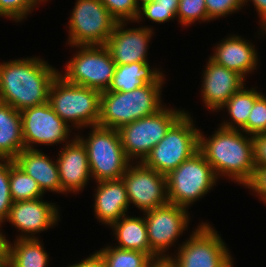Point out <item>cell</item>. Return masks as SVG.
Here are the masks:
<instances>
[{"label":"cell","instance_id":"30bf717a","mask_svg":"<svg viewBox=\"0 0 266 267\" xmlns=\"http://www.w3.org/2000/svg\"><path fill=\"white\" fill-rule=\"evenodd\" d=\"M69 20L71 46L105 45L118 21L100 0H77Z\"/></svg>","mask_w":266,"mask_h":267},{"label":"cell","instance_id":"ba28073f","mask_svg":"<svg viewBox=\"0 0 266 267\" xmlns=\"http://www.w3.org/2000/svg\"><path fill=\"white\" fill-rule=\"evenodd\" d=\"M184 112L163 107L153 115L120 127L118 132L126 157L130 161L140 158L139 162H142Z\"/></svg>","mask_w":266,"mask_h":267},{"label":"cell","instance_id":"6da1fadb","mask_svg":"<svg viewBox=\"0 0 266 267\" xmlns=\"http://www.w3.org/2000/svg\"><path fill=\"white\" fill-rule=\"evenodd\" d=\"M59 71L40 58L0 63V102L18 111L48 102Z\"/></svg>","mask_w":266,"mask_h":267},{"label":"cell","instance_id":"4dcf8cb0","mask_svg":"<svg viewBox=\"0 0 266 267\" xmlns=\"http://www.w3.org/2000/svg\"><path fill=\"white\" fill-rule=\"evenodd\" d=\"M118 22H135L140 7L136 0H100Z\"/></svg>","mask_w":266,"mask_h":267},{"label":"cell","instance_id":"4316f807","mask_svg":"<svg viewBox=\"0 0 266 267\" xmlns=\"http://www.w3.org/2000/svg\"><path fill=\"white\" fill-rule=\"evenodd\" d=\"M10 195L13 202L43 197L38 183L10 160Z\"/></svg>","mask_w":266,"mask_h":267},{"label":"cell","instance_id":"836d02e7","mask_svg":"<svg viewBox=\"0 0 266 267\" xmlns=\"http://www.w3.org/2000/svg\"><path fill=\"white\" fill-rule=\"evenodd\" d=\"M41 0H0V16L11 18L16 22L24 20Z\"/></svg>","mask_w":266,"mask_h":267},{"label":"cell","instance_id":"7bdbcfd3","mask_svg":"<svg viewBox=\"0 0 266 267\" xmlns=\"http://www.w3.org/2000/svg\"><path fill=\"white\" fill-rule=\"evenodd\" d=\"M136 1H137L138 6L140 7L139 4L142 3L141 6H143L144 4L149 3V2H152L154 0H136Z\"/></svg>","mask_w":266,"mask_h":267},{"label":"cell","instance_id":"7a4b0ae2","mask_svg":"<svg viewBox=\"0 0 266 267\" xmlns=\"http://www.w3.org/2000/svg\"><path fill=\"white\" fill-rule=\"evenodd\" d=\"M241 130L219 127L205 138L199 129V151L212 166L217 178L228 176L234 182L245 185L252 177L254 151L252 136L247 137Z\"/></svg>","mask_w":266,"mask_h":267},{"label":"cell","instance_id":"9c48e42d","mask_svg":"<svg viewBox=\"0 0 266 267\" xmlns=\"http://www.w3.org/2000/svg\"><path fill=\"white\" fill-rule=\"evenodd\" d=\"M80 50L66 64L64 75L67 82L96 89L108 90L113 80L116 64L104 45L75 46Z\"/></svg>","mask_w":266,"mask_h":267},{"label":"cell","instance_id":"ac0fdd59","mask_svg":"<svg viewBox=\"0 0 266 267\" xmlns=\"http://www.w3.org/2000/svg\"><path fill=\"white\" fill-rule=\"evenodd\" d=\"M205 68L201 85L203 102L210 110H220L227 100L244 86L245 79L210 58Z\"/></svg>","mask_w":266,"mask_h":267},{"label":"cell","instance_id":"44dd1931","mask_svg":"<svg viewBox=\"0 0 266 267\" xmlns=\"http://www.w3.org/2000/svg\"><path fill=\"white\" fill-rule=\"evenodd\" d=\"M13 161L38 183L43 193L44 191L61 193L57 162L49 159L43 152L38 149H24Z\"/></svg>","mask_w":266,"mask_h":267},{"label":"cell","instance_id":"74e56055","mask_svg":"<svg viewBox=\"0 0 266 267\" xmlns=\"http://www.w3.org/2000/svg\"><path fill=\"white\" fill-rule=\"evenodd\" d=\"M67 267H107L103 258L97 253L83 259L80 263H75Z\"/></svg>","mask_w":266,"mask_h":267},{"label":"cell","instance_id":"3957f363","mask_svg":"<svg viewBox=\"0 0 266 267\" xmlns=\"http://www.w3.org/2000/svg\"><path fill=\"white\" fill-rule=\"evenodd\" d=\"M162 86L163 83H152L129 92H101L98 125L118 130L157 113L163 108L160 98Z\"/></svg>","mask_w":266,"mask_h":267},{"label":"cell","instance_id":"d4e9b609","mask_svg":"<svg viewBox=\"0 0 266 267\" xmlns=\"http://www.w3.org/2000/svg\"><path fill=\"white\" fill-rule=\"evenodd\" d=\"M13 244L8 241L10 267H47L48 254L38 238H19Z\"/></svg>","mask_w":266,"mask_h":267},{"label":"cell","instance_id":"f546056e","mask_svg":"<svg viewBox=\"0 0 266 267\" xmlns=\"http://www.w3.org/2000/svg\"><path fill=\"white\" fill-rule=\"evenodd\" d=\"M176 16L184 26L196 21H207L205 0H179Z\"/></svg>","mask_w":266,"mask_h":267},{"label":"cell","instance_id":"5b68a950","mask_svg":"<svg viewBox=\"0 0 266 267\" xmlns=\"http://www.w3.org/2000/svg\"><path fill=\"white\" fill-rule=\"evenodd\" d=\"M199 150V130L184 112L168 129L165 137L149 152L142 163L167 175Z\"/></svg>","mask_w":266,"mask_h":267},{"label":"cell","instance_id":"f1b7e54d","mask_svg":"<svg viewBox=\"0 0 266 267\" xmlns=\"http://www.w3.org/2000/svg\"><path fill=\"white\" fill-rule=\"evenodd\" d=\"M179 0H154L152 2L146 3L139 9V14L136 22L140 19L141 16H145L147 19L157 22L164 23L170 19H174L177 13Z\"/></svg>","mask_w":266,"mask_h":267},{"label":"cell","instance_id":"60d3db41","mask_svg":"<svg viewBox=\"0 0 266 267\" xmlns=\"http://www.w3.org/2000/svg\"><path fill=\"white\" fill-rule=\"evenodd\" d=\"M0 226H1V223H0ZM7 245H8V240L6 239L5 235L2 234L1 229H0V256L8 255Z\"/></svg>","mask_w":266,"mask_h":267},{"label":"cell","instance_id":"d6986e66","mask_svg":"<svg viewBox=\"0 0 266 267\" xmlns=\"http://www.w3.org/2000/svg\"><path fill=\"white\" fill-rule=\"evenodd\" d=\"M94 212L102 224L111 226L126 215L129 200L123 179L97 182Z\"/></svg>","mask_w":266,"mask_h":267},{"label":"cell","instance_id":"8fae6325","mask_svg":"<svg viewBox=\"0 0 266 267\" xmlns=\"http://www.w3.org/2000/svg\"><path fill=\"white\" fill-rule=\"evenodd\" d=\"M181 245L177 256H169L176 267H233V258L223 239L208 223L198 225Z\"/></svg>","mask_w":266,"mask_h":267},{"label":"cell","instance_id":"8992f818","mask_svg":"<svg viewBox=\"0 0 266 267\" xmlns=\"http://www.w3.org/2000/svg\"><path fill=\"white\" fill-rule=\"evenodd\" d=\"M87 139L77 135L85 145L91 176L96 182L121 179L130 160L126 157L117 129L92 126Z\"/></svg>","mask_w":266,"mask_h":267},{"label":"cell","instance_id":"5bb4252c","mask_svg":"<svg viewBox=\"0 0 266 267\" xmlns=\"http://www.w3.org/2000/svg\"><path fill=\"white\" fill-rule=\"evenodd\" d=\"M21 122L25 149L35 150L33 144H61L71 133V127L55 113L49 102L22 110Z\"/></svg>","mask_w":266,"mask_h":267},{"label":"cell","instance_id":"277c9868","mask_svg":"<svg viewBox=\"0 0 266 267\" xmlns=\"http://www.w3.org/2000/svg\"><path fill=\"white\" fill-rule=\"evenodd\" d=\"M101 92L67 82L60 74L53 80L48 102L55 113L77 129L98 125ZM69 122V123H68Z\"/></svg>","mask_w":266,"mask_h":267},{"label":"cell","instance_id":"52a82bcc","mask_svg":"<svg viewBox=\"0 0 266 267\" xmlns=\"http://www.w3.org/2000/svg\"><path fill=\"white\" fill-rule=\"evenodd\" d=\"M216 179L212 166L198 150L166 175L168 202L188 208L216 185Z\"/></svg>","mask_w":266,"mask_h":267},{"label":"cell","instance_id":"2e32d148","mask_svg":"<svg viewBox=\"0 0 266 267\" xmlns=\"http://www.w3.org/2000/svg\"><path fill=\"white\" fill-rule=\"evenodd\" d=\"M125 25L126 22H118L104 45L112 60L116 65L148 62L147 49L153 30L148 27L125 29Z\"/></svg>","mask_w":266,"mask_h":267},{"label":"cell","instance_id":"d6a6232c","mask_svg":"<svg viewBox=\"0 0 266 267\" xmlns=\"http://www.w3.org/2000/svg\"><path fill=\"white\" fill-rule=\"evenodd\" d=\"M4 161V162H3ZM10 160H0V223L8 219L13 204L10 195Z\"/></svg>","mask_w":266,"mask_h":267},{"label":"cell","instance_id":"b9f144b4","mask_svg":"<svg viewBox=\"0 0 266 267\" xmlns=\"http://www.w3.org/2000/svg\"><path fill=\"white\" fill-rule=\"evenodd\" d=\"M0 267H10L8 255H1L0 256Z\"/></svg>","mask_w":266,"mask_h":267},{"label":"cell","instance_id":"1f68e13d","mask_svg":"<svg viewBox=\"0 0 266 267\" xmlns=\"http://www.w3.org/2000/svg\"><path fill=\"white\" fill-rule=\"evenodd\" d=\"M248 135L266 133V96L261 95L250 111L247 124L241 129Z\"/></svg>","mask_w":266,"mask_h":267},{"label":"cell","instance_id":"d590c367","mask_svg":"<svg viewBox=\"0 0 266 267\" xmlns=\"http://www.w3.org/2000/svg\"><path fill=\"white\" fill-rule=\"evenodd\" d=\"M244 186L252 189L266 203V166H255L251 179Z\"/></svg>","mask_w":266,"mask_h":267},{"label":"cell","instance_id":"9a60e30c","mask_svg":"<svg viewBox=\"0 0 266 267\" xmlns=\"http://www.w3.org/2000/svg\"><path fill=\"white\" fill-rule=\"evenodd\" d=\"M59 212L54 203L41 198L13 202L7 219L22 232L17 239L37 238L34 236L57 224ZM30 233V234H29Z\"/></svg>","mask_w":266,"mask_h":267},{"label":"cell","instance_id":"8d00e7d4","mask_svg":"<svg viewBox=\"0 0 266 267\" xmlns=\"http://www.w3.org/2000/svg\"><path fill=\"white\" fill-rule=\"evenodd\" d=\"M252 139L255 166H266V133L253 135Z\"/></svg>","mask_w":266,"mask_h":267},{"label":"cell","instance_id":"4fadbf2b","mask_svg":"<svg viewBox=\"0 0 266 267\" xmlns=\"http://www.w3.org/2000/svg\"><path fill=\"white\" fill-rule=\"evenodd\" d=\"M131 163L122 176L129 204L133 203L143 212L167 204L166 175L145 166L142 162L136 161V165Z\"/></svg>","mask_w":266,"mask_h":267},{"label":"cell","instance_id":"7402d4cb","mask_svg":"<svg viewBox=\"0 0 266 267\" xmlns=\"http://www.w3.org/2000/svg\"><path fill=\"white\" fill-rule=\"evenodd\" d=\"M164 77L156 68L151 70L148 62L116 65L113 80L106 91L129 92L147 84L164 83Z\"/></svg>","mask_w":266,"mask_h":267},{"label":"cell","instance_id":"ffe728a7","mask_svg":"<svg viewBox=\"0 0 266 267\" xmlns=\"http://www.w3.org/2000/svg\"><path fill=\"white\" fill-rule=\"evenodd\" d=\"M214 50V55L210 57L212 61L239 73L243 78L258 65L255 47L238 35H229Z\"/></svg>","mask_w":266,"mask_h":267},{"label":"cell","instance_id":"7c38bea8","mask_svg":"<svg viewBox=\"0 0 266 267\" xmlns=\"http://www.w3.org/2000/svg\"><path fill=\"white\" fill-rule=\"evenodd\" d=\"M188 209L167 203L144 212L151 258L169 257L166 250L178 239L189 224ZM165 252V253H164Z\"/></svg>","mask_w":266,"mask_h":267},{"label":"cell","instance_id":"e0dca14e","mask_svg":"<svg viewBox=\"0 0 266 267\" xmlns=\"http://www.w3.org/2000/svg\"><path fill=\"white\" fill-rule=\"evenodd\" d=\"M56 160L58 165L61 193L79 192L88 180L91 172L88 163V154L85 145L75 136V139L66 141Z\"/></svg>","mask_w":266,"mask_h":267},{"label":"cell","instance_id":"e575fe53","mask_svg":"<svg viewBox=\"0 0 266 267\" xmlns=\"http://www.w3.org/2000/svg\"><path fill=\"white\" fill-rule=\"evenodd\" d=\"M207 21L226 16L243 8L244 0H205Z\"/></svg>","mask_w":266,"mask_h":267},{"label":"cell","instance_id":"ab89813d","mask_svg":"<svg viewBox=\"0 0 266 267\" xmlns=\"http://www.w3.org/2000/svg\"><path fill=\"white\" fill-rule=\"evenodd\" d=\"M147 267H176L170 257H160L152 259Z\"/></svg>","mask_w":266,"mask_h":267},{"label":"cell","instance_id":"cb8c5ba5","mask_svg":"<svg viewBox=\"0 0 266 267\" xmlns=\"http://www.w3.org/2000/svg\"><path fill=\"white\" fill-rule=\"evenodd\" d=\"M118 245L117 248L145 252L151 257L147 225L144 217H127L124 215L111 225Z\"/></svg>","mask_w":266,"mask_h":267},{"label":"cell","instance_id":"603a6c76","mask_svg":"<svg viewBox=\"0 0 266 267\" xmlns=\"http://www.w3.org/2000/svg\"><path fill=\"white\" fill-rule=\"evenodd\" d=\"M24 149L21 112L0 102V160H13Z\"/></svg>","mask_w":266,"mask_h":267},{"label":"cell","instance_id":"83f0119b","mask_svg":"<svg viewBox=\"0 0 266 267\" xmlns=\"http://www.w3.org/2000/svg\"><path fill=\"white\" fill-rule=\"evenodd\" d=\"M97 253L107 267H147L152 258L145 252L125 250L114 246L105 247Z\"/></svg>","mask_w":266,"mask_h":267},{"label":"cell","instance_id":"f35d334b","mask_svg":"<svg viewBox=\"0 0 266 267\" xmlns=\"http://www.w3.org/2000/svg\"><path fill=\"white\" fill-rule=\"evenodd\" d=\"M252 1L254 8H256L259 18L261 20V32L266 34V0H250ZM249 2V0H244V5Z\"/></svg>","mask_w":266,"mask_h":267},{"label":"cell","instance_id":"484cf974","mask_svg":"<svg viewBox=\"0 0 266 267\" xmlns=\"http://www.w3.org/2000/svg\"><path fill=\"white\" fill-rule=\"evenodd\" d=\"M262 94L255 88L245 89L243 86L220 108H227L231 122H223L220 127L225 129L241 130L246 124L255 101Z\"/></svg>","mask_w":266,"mask_h":267}]
</instances>
